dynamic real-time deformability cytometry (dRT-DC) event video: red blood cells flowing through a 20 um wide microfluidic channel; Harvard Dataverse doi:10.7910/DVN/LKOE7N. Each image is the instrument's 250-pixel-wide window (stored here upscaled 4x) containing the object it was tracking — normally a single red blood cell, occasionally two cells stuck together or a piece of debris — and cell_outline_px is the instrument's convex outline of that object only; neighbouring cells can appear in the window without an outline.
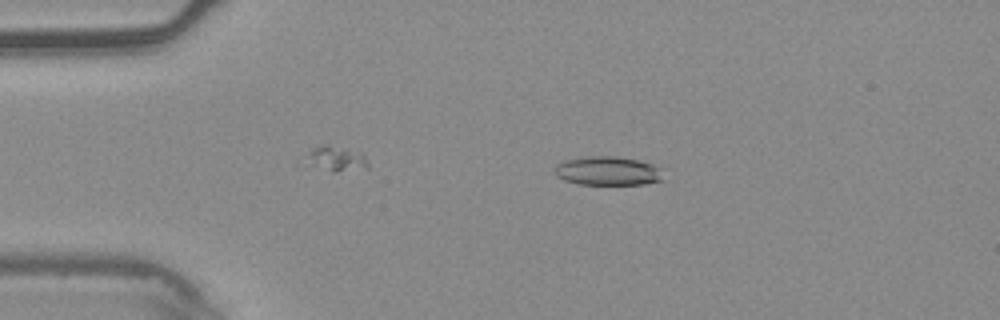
{"species": "common noctule bat (a hibernating species)", "species_latin": "Nyctalus noctula", "temperature_condition": "warm", "stored_images_in_passage": 5, "camera_frame_rate_fps": 3000, "um_per_image_px": 0.085, "animal": {"sex": "male", "body_mass_g": 20.4}, "frame": {"image": 1, "passage_image": 2, "time_ms": 0.333, "image_size_px": [1000, 320], "cell_outline_px": [[664, 180], [644, 184], [580, 184], [564, 180], [556, 176], [556, 164], [564, 160], [588, 156], [612, 156], [636, 160], [652, 164], [660, 168]], "centroid_in_image_um": [51.66, 14.53], "position_along_channel_um": 33.3, "area_um2": 18.15}}
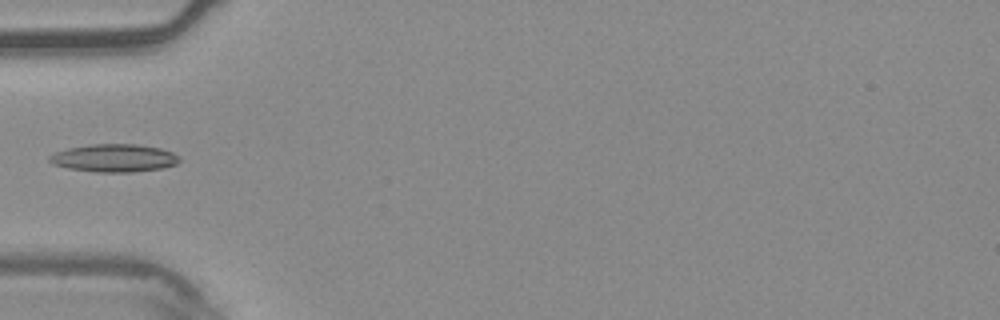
{"frame": {"image": 2, "passage_image": 4, "time_ms": 1.0, "image_size_px": [1000, 320], "cell_outline_px": [[180, 160], [176, 164], [164, 168], [132, 172], [96, 172], [68, 168], [52, 164], [48, 160], [48, 156], [56, 152], [68, 148], [88, 144], [136, 144], [160, 148], [172, 152], [180, 156]], "centroid_in_image_um": [9.7, 13.43], "position_along_channel_um": 75.3, "area_um2": 21.21}}